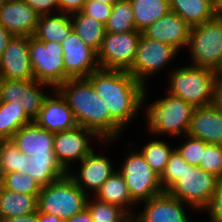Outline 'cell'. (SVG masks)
<instances>
[{"instance_id":"19","label":"cell","mask_w":222,"mask_h":222,"mask_svg":"<svg viewBox=\"0 0 222 222\" xmlns=\"http://www.w3.org/2000/svg\"><path fill=\"white\" fill-rule=\"evenodd\" d=\"M39 17L22 0H8L0 9V24L14 36H34Z\"/></svg>"},{"instance_id":"43","label":"cell","mask_w":222,"mask_h":222,"mask_svg":"<svg viewBox=\"0 0 222 222\" xmlns=\"http://www.w3.org/2000/svg\"><path fill=\"white\" fill-rule=\"evenodd\" d=\"M86 0H59V13L73 14L83 9Z\"/></svg>"},{"instance_id":"34","label":"cell","mask_w":222,"mask_h":222,"mask_svg":"<svg viewBox=\"0 0 222 222\" xmlns=\"http://www.w3.org/2000/svg\"><path fill=\"white\" fill-rule=\"evenodd\" d=\"M173 150L165 141L153 140L145 144L139 151L150 168L161 176Z\"/></svg>"},{"instance_id":"21","label":"cell","mask_w":222,"mask_h":222,"mask_svg":"<svg viewBox=\"0 0 222 222\" xmlns=\"http://www.w3.org/2000/svg\"><path fill=\"white\" fill-rule=\"evenodd\" d=\"M21 153L27 156L55 154L54 132L45 130L34 121L22 126L11 138Z\"/></svg>"},{"instance_id":"16","label":"cell","mask_w":222,"mask_h":222,"mask_svg":"<svg viewBox=\"0 0 222 222\" xmlns=\"http://www.w3.org/2000/svg\"><path fill=\"white\" fill-rule=\"evenodd\" d=\"M52 90L54 98L51 95L44 98L38 116L33 121L41 128L54 133L75 128L77 123L71 108L57 90Z\"/></svg>"},{"instance_id":"20","label":"cell","mask_w":222,"mask_h":222,"mask_svg":"<svg viewBox=\"0 0 222 222\" xmlns=\"http://www.w3.org/2000/svg\"><path fill=\"white\" fill-rule=\"evenodd\" d=\"M187 134L206 143L222 145V112L213 105L195 107Z\"/></svg>"},{"instance_id":"40","label":"cell","mask_w":222,"mask_h":222,"mask_svg":"<svg viewBox=\"0 0 222 222\" xmlns=\"http://www.w3.org/2000/svg\"><path fill=\"white\" fill-rule=\"evenodd\" d=\"M112 5H105L94 0H86L82 12L90 17L95 18L104 25L111 15Z\"/></svg>"},{"instance_id":"26","label":"cell","mask_w":222,"mask_h":222,"mask_svg":"<svg viewBox=\"0 0 222 222\" xmlns=\"http://www.w3.org/2000/svg\"><path fill=\"white\" fill-rule=\"evenodd\" d=\"M129 1L132 6L136 29L140 32L171 11L169 0Z\"/></svg>"},{"instance_id":"46","label":"cell","mask_w":222,"mask_h":222,"mask_svg":"<svg viewBox=\"0 0 222 222\" xmlns=\"http://www.w3.org/2000/svg\"><path fill=\"white\" fill-rule=\"evenodd\" d=\"M2 222H38V211L32 214L6 218Z\"/></svg>"},{"instance_id":"17","label":"cell","mask_w":222,"mask_h":222,"mask_svg":"<svg viewBox=\"0 0 222 222\" xmlns=\"http://www.w3.org/2000/svg\"><path fill=\"white\" fill-rule=\"evenodd\" d=\"M80 164L79 173L69 171L67 174L85 193L90 189L94 195L115 171L110 160L105 155L96 154L94 150Z\"/></svg>"},{"instance_id":"30","label":"cell","mask_w":222,"mask_h":222,"mask_svg":"<svg viewBox=\"0 0 222 222\" xmlns=\"http://www.w3.org/2000/svg\"><path fill=\"white\" fill-rule=\"evenodd\" d=\"M50 87L48 84L38 82L35 79L24 81L20 85V96L17 105L33 121L41 109L44 98L47 96L42 87Z\"/></svg>"},{"instance_id":"44","label":"cell","mask_w":222,"mask_h":222,"mask_svg":"<svg viewBox=\"0 0 222 222\" xmlns=\"http://www.w3.org/2000/svg\"><path fill=\"white\" fill-rule=\"evenodd\" d=\"M212 105L222 112V74L216 79Z\"/></svg>"},{"instance_id":"36","label":"cell","mask_w":222,"mask_h":222,"mask_svg":"<svg viewBox=\"0 0 222 222\" xmlns=\"http://www.w3.org/2000/svg\"><path fill=\"white\" fill-rule=\"evenodd\" d=\"M219 179L222 178V145L208 143L203 151L199 166Z\"/></svg>"},{"instance_id":"49","label":"cell","mask_w":222,"mask_h":222,"mask_svg":"<svg viewBox=\"0 0 222 222\" xmlns=\"http://www.w3.org/2000/svg\"><path fill=\"white\" fill-rule=\"evenodd\" d=\"M213 5L217 15H222V0H213Z\"/></svg>"},{"instance_id":"1","label":"cell","mask_w":222,"mask_h":222,"mask_svg":"<svg viewBox=\"0 0 222 222\" xmlns=\"http://www.w3.org/2000/svg\"><path fill=\"white\" fill-rule=\"evenodd\" d=\"M86 78L105 101L111 118L124 129L143 106L147 88L123 70L98 68Z\"/></svg>"},{"instance_id":"27","label":"cell","mask_w":222,"mask_h":222,"mask_svg":"<svg viewBox=\"0 0 222 222\" xmlns=\"http://www.w3.org/2000/svg\"><path fill=\"white\" fill-rule=\"evenodd\" d=\"M73 31L92 49L98 52L105 36V25L82 11L70 15Z\"/></svg>"},{"instance_id":"12","label":"cell","mask_w":222,"mask_h":222,"mask_svg":"<svg viewBox=\"0 0 222 222\" xmlns=\"http://www.w3.org/2000/svg\"><path fill=\"white\" fill-rule=\"evenodd\" d=\"M90 137L100 139L101 142L105 143L93 130L78 125L73 129L54 133L53 149L55 157L67 173L71 163L77 160L81 162L93 151L89 145Z\"/></svg>"},{"instance_id":"35","label":"cell","mask_w":222,"mask_h":222,"mask_svg":"<svg viewBox=\"0 0 222 222\" xmlns=\"http://www.w3.org/2000/svg\"><path fill=\"white\" fill-rule=\"evenodd\" d=\"M0 185L6 190L29 195H38L42 189V185L29 174L16 171L4 173L0 177Z\"/></svg>"},{"instance_id":"51","label":"cell","mask_w":222,"mask_h":222,"mask_svg":"<svg viewBox=\"0 0 222 222\" xmlns=\"http://www.w3.org/2000/svg\"><path fill=\"white\" fill-rule=\"evenodd\" d=\"M8 0H0V9L4 6V4L7 2Z\"/></svg>"},{"instance_id":"38","label":"cell","mask_w":222,"mask_h":222,"mask_svg":"<svg viewBox=\"0 0 222 222\" xmlns=\"http://www.w3.org/2000/svg\"><path fill=\"white\" fill-rule=\"evenodd\" d=\"M185 137H187L186 142L176 147V149L186 163L193 166H199L203 151L208 143L201 139L191 137L188 134H186Z\"/></svg>"},{"instance_id":"25","label":"cell","mask_w":222,"mask_h":222,"mask_svg":"<svg viewBox=\"0 0 222 222\" xmlns=\"http://www.w3.org/2000/svg\"><path fill=\"white\" fill-rule=\"evenodd\" d=\"M38 195L21 194L0 185V220L37 212Z\"/></svg>"},{"instance_id":"50","label":"cell","mask_w":222,"mask_h":222,"mask_svg":"<svg viewBox=\"0 0 222 222\" xmlns=\"http://www.w3.org/2000/svg\"><path fill=\"white\" fill-rule=\"evenodd\" d=\"M94 1L100 2V3L105 4V5H112L113 6L117 2H121L123 0H94Z\"/></svg>"},{"instance_id":"47","label":"cell","mask_w":222,"mask_h":222,"mask_svg":"<svg viewBox=\"0 0 222 222\" xmlns=\"http://www.w3.org/2000/svg\"><path fill=\"white\" fill-rule=\"evenodd\" d=\"M65 222H93V219L91 218L89 211L85 208L80 213L65 220Z\"/></svg>"},{"instance_id":"52","label":"cell","mask_w":222,"mask_h":222,"mask_svg":"<svg viewBox=\"0 0 222 222\" xmlns=\"http://www.w3.org/2000/svg\"><path fill=\"white\" fill-rule=\"evenodd\" d=\"M127 222H137L133 217H131Z\"/></svg>"},{"instance_id":"33","label":"cell","mask_w":222,"mask_h":222,"mask_svg":"<svg viewBox=\"0 0 222 222\" xmlns=\"http://www.w3.org/2000/svg\"><path fill=\"white\" fill-rule=\"evenodd\" d=\"M86 203V209L89 211L93 222H127L131 216L121 207L103 202L97 198L89 200Z\"/></svg>"},{"instance_id":"7","label":"cell","mask_w":222,"mask_h":222,"mask_svg":"<svg viewBox=\"0 0 222 222\" xmlns=\"http://www.w3.org/2000/svg\"><path fill=\"white\" fill-rule=\"evenodd\" d=\"M219 178L198 166L183 164L180 178L167 192L195 210H204L216 191Z\"/></svg>"},{"instance_id":"42","label":"cell","mask_w":222,"mask_h":222,"mask_svg":"<svg viewBox=\"0 0 222 222\" xmlns=\"http://www.w3.org/2000/svg\"><path fill=\"white\" fill-rule=\"evenodd\" d=\"M29 5L38 15H51L59 12V0H22ZM53 9V10H52ZM52 12V13H51Z\"/></svg>"},{"instance_id":"32","label":"cell","mask_w":222,"mask_h":222,"mask_svg":"<svg viewBox=\"0 0 222 222\" xmlns=\"http://www.w3.org/2000/svg\"><path fill=\"white\" fill-rule=\"evenodd\" d=\"M137 31L132 6L129 0L117 2L112 6L111 15L105 24V32L125 33Z\"/></svg>"},{"instance_id":"10","label":"cell","mask_w":222,"mask_h":222,"mask_svg":"<svg viewBox=\"0 0 222 222\" xmlns=\"http://www.w3.org/2000/svg\"><path fill=\"white\" fill-rule=\"evenodd\" d=\"M142 32L105 33L97 59L100 68L128 71L135 60Z\"/></svg>"},{"instance_id":"9","label":"cell","mask_w":222,"mask_h":222,"mask_svg":"<svg viewBox=\"0 0 222 222\" xmlns=\"http://www.w3.org/2000/svg\"><path fill=\"white\" fill-rule=\"evenodd\" d=\"M129 153L118 171L126 181L131 199L141 203L164 192L160 176L150 168L140 151Z\"/></svg>"},{"instance_id":"8","label":"cell","mask_w":222,"mask_h":222,"mask_svg":"<svg viewBox=\"0 0 222 222\" xmlns=\"http://www.w3.org/2000/svg\"><path fill=\"white\" fill-rule=\"evenodd\" d=\"M29 56L34 79L53 89L65 82L63 48L57 42H42L29 37Z\"/></svg>"},{"instance_id":"24","label":"cell","mask_w":222,"mask_h":222,"mask_svg":"<svg viewBox=\"0 0 222 222\" xmlns=\"http://www.w3.org/2000/svg\"><path fill=\"white\" fill-rule=\"evenodd\" d=\"M73 31L69 14L41 15L34 37L42 42L62 43Z\"/></svg>"},{"instance_id":"14","label":"cell","mask_w":222,"mask_h":222,"mask_svg":"<svg viewBox=\"0 0 222 222\" xmlns=\"http://www.w3.org/2000/svg\"><path fill=\"white\" fill-rule=\"evenodd\" d=\"M0 78L25 81L34 79L28 36H13L9 41L0 58Z\"/></svg>"},{"instance_id":"31","label":"cell","mask_w":222,"mask_h":222,"mask_svg":"<svg viewBox=\"0 0 222 222\" xmlns=\"http://www.w3.org/2000/svg\"><path fill=\"white\" fill-rule=\"evenodd\" d=\"M30 156L21 153L11 139L0 140V177L4 173L27 172Z\"/></svg>"},{"instance_id":"3","label":"cell","mask_w":222,"mask_h":222,"mask_svg":"<svg viewBox=\"0 0 222 222\" xmlns=\"http://www.w3.org/2000/svg\"><path fill=\"white\" fill-rule=\"evenodd\" d=\"M169 93L194 107L212 105L214 87L219 73L202 67L184 66L169 74Z\"/></svg>"},{"instance_id":"6","label":"cell","mask_w":222,"mask_h":222,"mask_svg":"<svg viewBox=\"0 0 222 222\" xmlns=\"http://www.w3.org/2000/svg\"><path fill=\"white\" fill-rule=\"evenodd\" d=\"M187 47L193 67L222 74V15L190 28Z\"/></svg>"},{"instance_id":"4","label":"cell","mask_w":222,"mask_h":222,"mask_svg":"<svg viewBox=\"0 0 222 222\" xmlns=\"http://www.w3.org/2000/svg\"><path fill=\"white\" fill-rule=\"evenodd\" d=\"M168 94L145 109L148 130L155 135L167 133L174 137L185 136L189 131L195 107L182 98Z\"/></svg>"},{"instance_id":"41","label":"cell","mask_w":222,"mask_h":222,"mask_svg":"<svg viewBox=\"0 0 222 222\" xmlns=\"http://www.w3.org/2000/svg\"><path fill=\"white\" fill-rule=\"evenodd\" d=\"M205 209L211 222H222V178L218 180L216 191Z\"/></svg>"},{"instance_id":"29","label":"cell","mask_w":222,"mask_h":222,"mask_svg":"<svg viewBox=\"0 0 222 222\" xmlns=\"http://www.w3.org/2000/svg\"><path fill=\"white\" fill-rule=\"evenodd\" d=\"M31 122L17 103L0 101V140L11 139L22 126Z\"/></svg>"},{"instance_id":"28","label":"cell","mask_w":222,"mask_h":222,"mask_svg":"<svg viewBox=\"0 0 222 222\" xmlns=\"http://www.w3.org/2000/svg\"><path fill=\"white\" fill-rule=\"evenodd\" d=\"M28 162L29 166L25 173L37 180L42 186H46L67 174L56 160L55 154L32 155Z\"/></svg>"},{"instance_id":"23","label":"cell","mask_w":222,"mask_h":222,"mask_svg":"<svg viewBox=\"0 0 222 222\" xmlns=\"http://www.w3.org/2000/svg\"><path fill=\"white\" fill-rule=\"evenodd\" d=\"M171 12L193 27L213 19L217 13L213 0H169Z\"/></svg>"},{"instance_id":"48","label":"cell","mask_w":222,"mask_h":222,"mask_svg":"<svg viewBox=\"0 0 222 222\" xmlns=\"http://www.w3.org/2000/svg\"><path fill=\"white\" fill-rule=\"evenodd\" d=\"M38 222H65L63 219L55 215L38 212Z\"/></svg>"},{"instance_id":"37","label":"cell","mask_w":222,"mask_h":222,"mask_svg":"<svg viewBox=\"0 0 222 222\" xmlns=\"http://www.w3.org/2000/svg\"><path fill=\"white\" fill-rule=\"evenodd\" d=\"M183 164H186V161L178 150L174 148L165 170L160 176V184L164 191H167L180 178L183 172Z\"/></svg>"},{"instance_id":"39","label":"cell","mask_w":222,"mask_h":222,"mask_svg":"<svg viewBox=\"0 0 222 222\" xmlns=\"http://www.w3.org/2000/svg\"><path fill=\"white\" fill-rule=\"evenodd\" d=\"M25 80H8L0 78V101L7 103H18L20 96V85Z\"/></svg>"},{"instance_id":"11","label":"cell","mask_w":222,"mask_h":222,"mask_svg":"<svg viewBox=\"0 0 222 222\" xmlns=\"http://www.w3.org/2000/svg\"><path fill=\"white\" fill-rule=\"evenodd\" d=\"M178 51L163 42L149 39L141 34L135 60L128 72L145 87L146 79L167 65L172 58L176 57Z\"/></svg>"},{"instance_id":"18","label":"cell","mask_w":222,"mask_h":222,"mask_svg":"<svg viewBox=\"0 0 222 222\" xmlns=\"http://www.w3.org/2000/svg\"><path fill=\"white\" fill-rule=\"evenodd\" d=\"M190 28L191 26L179 15L170 11L143 30L142 34L149 39L166 43L180 51L184 46L187 47Z\"/></svg>"},{"instance_id":"2","label":"cell","mask_w":222,"mask_h":222,"mask_svg":"<svg viewBox=\"0 0 222 222\" xmlns=\"http://www.w3.org/2000/svg\"><path fill=\"white\" fill-rule=\"evenodd\" d=\"M55 90L66 100L78 126L93 130L108 143L117 140L123 129L111 118L105 101L87 78H69Z\"/></svg>"},{"instance_id":"5","label":"cell","mask_w":222,"mask_h":222,"mask_svg":"<svg viewBox=\"0 0 222 222\" xmlns=\"http://www.w3.org/2000/svg\"><path fill=\"white\" fill-rule=\"evenodd\" d=\"M89 194L85 193L74 180L64 177L42 186L38 194L37 211L55 215L64 221L86 208Z\"/></svg>"},{"instance_id":"15","label":"cell","mask_w":222,"mask_h":222,"mask_svg":"<svg viewBox=\"0 0 222 222\" xmlns=\"http://www.w3.org/2000/svg\"><path fill=\"white\" fill-rule=\"evenodd\" d=\"M141 213L133 216L137 222H190L184 202L164 191L149 200Z\"/></svg>"},{"instance_id":"45","label":"cell","mask_w":222,"mask_h":222,"mask_svg":"<svg viewBox=\"0 0 222 222\" xmlns=\"http://www.w3.org/2000/svg\"><path fill=\"white\" fill-rule=\"evenodd\" d=\"M14 35L0 24V58Z\"/></svg>"},{"instance_id":"13","label":"cell","mask_w":222,"mask_h":222,"mask_svg":"<svg viewBox=\"0 0 222 222\" xmlns=\"http://www.w3.org/2000/svg\"><path fill=\"white\" fill-rule=\"evenodd\" d=\"M60 44L63 48L65 82L69 78H86L100 68L97 52L74 31Z\"/></svg>"},{"instance_id":"22","label":"cell","mask_w":222,"mask_h":222,"mask_svg":"<svg viewBox=\"0 0 222 222\" xmlns=\"http://www.w3.org/2000/svg\"><path fill=\"white\" fill-rule=\"evenodd\" d=\"M94 196L100 201L115 204L125 210L131 217L134 216L131 210L136 203L131 199L126 181L119 171H114Z\"/></svg>"}]
</instances>
